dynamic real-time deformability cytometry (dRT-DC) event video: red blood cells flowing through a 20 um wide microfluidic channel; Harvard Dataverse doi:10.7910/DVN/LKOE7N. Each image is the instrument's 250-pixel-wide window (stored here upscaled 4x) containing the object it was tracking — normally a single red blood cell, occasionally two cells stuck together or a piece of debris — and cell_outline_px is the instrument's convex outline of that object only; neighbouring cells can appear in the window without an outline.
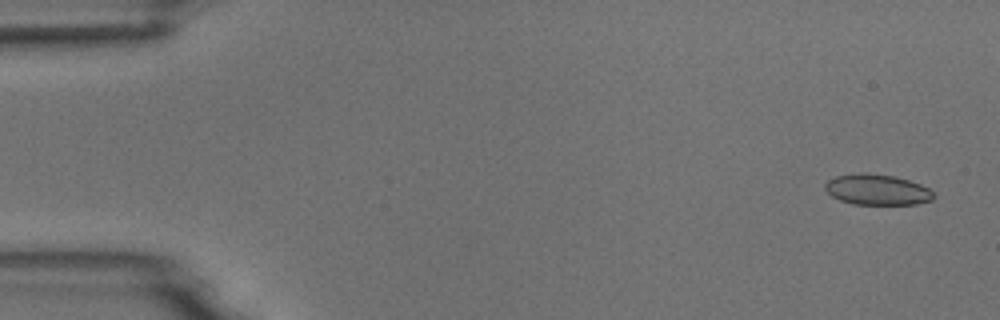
{"species": "common noctule bat (a hibernating species)", "species_latin": "Nyctalus noctula", "temperature_condition": "room temperature", "stored_images_in_passage": 4, "camera_frame_rate_fps": 3000, "um_per_image_px": 0.085, "animal": {"sex": "male", "body_mass_g": 18.8}, "frame": {"image": 1, "passage_image": 1, "time_ms": 0.0, "image_size_px": [1000, 320], "cell_outline_px": [[936, 196], [932, 200], [916, 204], [852, 204], [840, 200], [832, 196], [824, 188], [824, 184], [828, 180], [836, 176], [860, 172], [864, 172], [892, 176], [908, 180], [920, 184], [928, 188]], "centroid_in_image_um": [74.54, 16.12], "position_along_channel_um": 10.5, "area_um2": 19.36}}
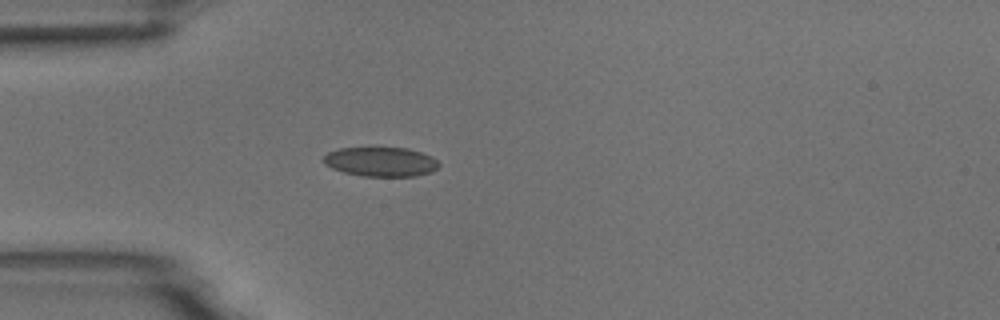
{"frame": {"image": 2, "passage_image": 4, "time_ms": 4.333, "image_size_px": [1000, 320], "cell_outline_px": [[440, 164], [432, 172], [416, 176], [360, 176], [344, 172], [332, 168], [324, 164], [324, 156], [328, 152], [340, 148], [376, 144], [408, 148], [432, 156]], "centroid_in_image_um": [32.35, 13.69], "position_along_channel_um": 52.6, "area_um2": 20.69}}